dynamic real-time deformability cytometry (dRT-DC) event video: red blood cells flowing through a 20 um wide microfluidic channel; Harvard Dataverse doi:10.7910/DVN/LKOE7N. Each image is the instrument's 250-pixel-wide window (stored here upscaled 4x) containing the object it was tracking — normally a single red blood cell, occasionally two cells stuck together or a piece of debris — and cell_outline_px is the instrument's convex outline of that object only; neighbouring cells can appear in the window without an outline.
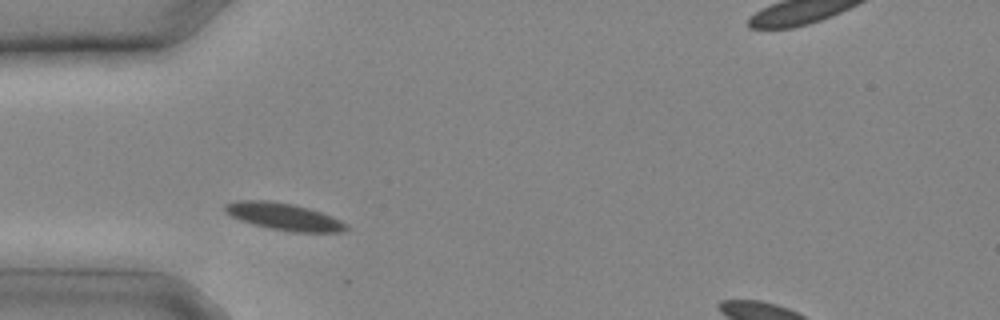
{"species": "common noctule bat (a hibernating species)", "species_latin": "Nyctalus noctula", "temperature_condition": "cold", "stored_images_in_passage": 6, "camera_frame_rate_fps": 3000, "um_per_image_px": 0.085, "animal": {"sex": "male", "body_mass_g": 20.4}, "frame": {"image": 1, "passage_image": 2, "time_ms": 0.333, "image_size_px": [1000, 320], "cell_outline_px": [[348, 228], [344, 232], [292, 232], [268, 228], [252, 224], [240, 220], [224, 212], [224, 204], [236, 200], [268, 200], [292, 204], [308, 208], [332, 216], [348, 224]], "centroid_in_image_um": [24.11, 18.41], "position_along_channel_um": 60.9, "area_um2": 19.25}}
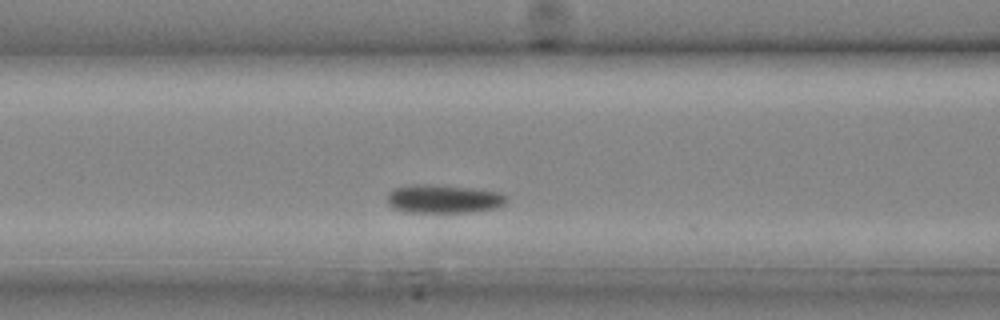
{"frame": {"image": 2, "passage_image": 5, "time_ms": 1.333, "image_size_px": [1000, 320], "cell_outline_px": [[508, 200], [504, 204], [496, 208], [472, 212], [408, 212], [396, 208], [388, 204], [388, 192], [396, 188], [424, 184], [472, 188], [500, 192], [508, 196]], "centroid_in_image_um": [37.77, 16.91], "position_along_channel_um": 128.8, "area_um2": 19.54}}